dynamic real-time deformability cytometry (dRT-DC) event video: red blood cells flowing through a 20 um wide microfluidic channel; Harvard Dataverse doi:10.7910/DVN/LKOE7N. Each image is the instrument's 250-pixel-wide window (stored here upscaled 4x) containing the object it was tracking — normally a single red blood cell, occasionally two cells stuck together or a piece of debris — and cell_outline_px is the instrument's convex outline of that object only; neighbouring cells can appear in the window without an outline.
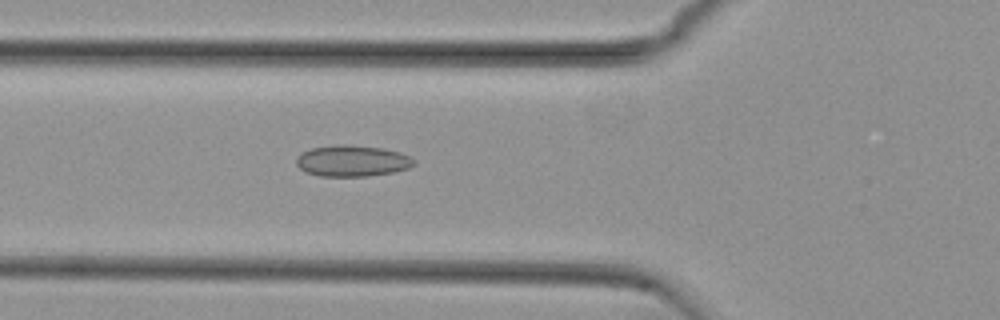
{"species": "common noctule bat (a hibernating species)", "species_latin": "Nyctalus noctula", "temperature_condition": "cold", "stored_images_in_passage": 54, "camera_frame_rate_fps": 3000, "um_per_image_px": 0.085, "animal": {"sex": "female", "body_mass_g": 29.2, "forearm_length_mm": 56.3}, "frame": {"image": 1, "passage_image": 19, "time_ms": 6.0, "image_size_px": [1000, 320], "cell_outline_px": [[416, 164], [408, 168], [392, 172], [368, 176], [320, 176], [304, 172], [296, 164], [296, 156], [312, 148], [340, 144], [384, 148], [400, 152], [416, 160]], "centroid_in_image_um": [29.94, 13.68], "position_along_channel_um": 95.9, "area_um2": 21.39}}
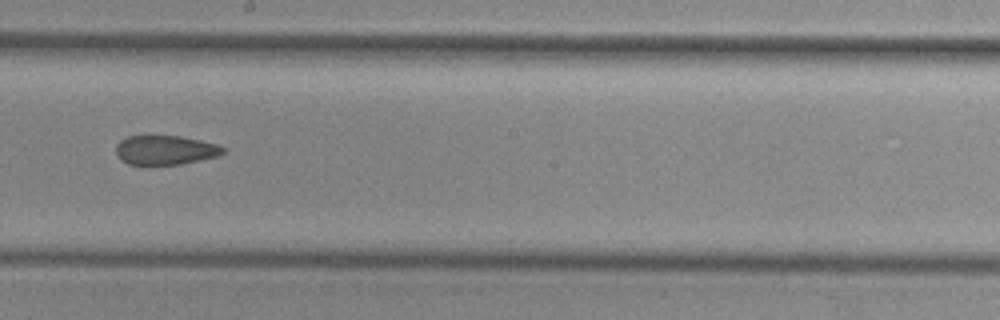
{"frame": {"image": 2, "passage_image": 30, "time_ms": 9.667, "image_size_px": [1000, 320], "cell_outline_px": [[224, 152], [220, 156], [180, 164], [128, 164], [120, 160], [116, 152], [116, 144], [120, 140], [128, 136], [180, 136], [200, 140], [216, 144], [224, 148]], "centroid_in_image_um": [14.04, 12.75], "position_along_channel_um": 234.2, "area_um2": 18.21}}
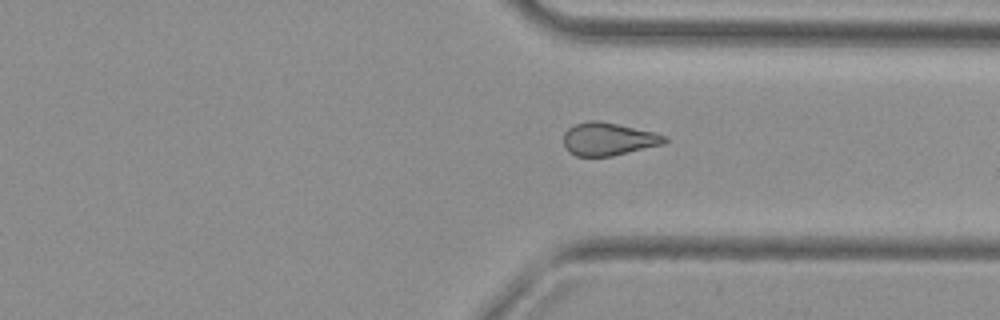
{"frame": {"image": 3, "passage_image": 40, "time_ms": 13.0, "image_size_px": [1000, 320], "cell_outline_px": [[668, 140], [664, 144], [612, 156], [576, 156], [568, 152], [564, 148], [564, 132], [568, 128], [576, 124], [588, 120], [596, 120], [656, 132], [668, 136]], "centroid_in_image_um": [51.72, 11.82], "position_along_channel_um": 359.7, "area_um2": 19.48}, "authors_computed_cell_mechanics": {"area_um2": 20.0566, "velocity_mm_per_s": 3.7653, "shape_relaxation_time_tau1_ms": null, "shape_relaxation_time_tau2_ms": 3.849, "deformation_change_tau1": null, "deformation_change_tau2": 0.1035}}